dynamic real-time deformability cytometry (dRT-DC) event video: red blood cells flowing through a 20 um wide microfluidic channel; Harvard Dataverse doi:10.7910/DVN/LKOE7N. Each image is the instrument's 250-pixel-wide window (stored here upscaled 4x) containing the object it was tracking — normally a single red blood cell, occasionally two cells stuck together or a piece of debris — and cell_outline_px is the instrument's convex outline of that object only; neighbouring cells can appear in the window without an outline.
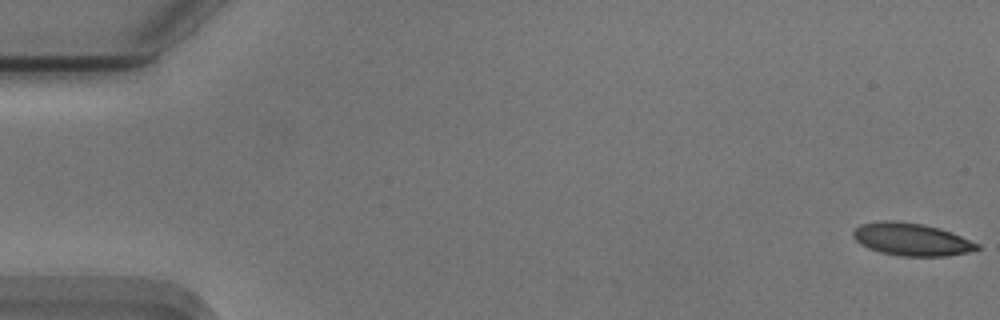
{"species": "Egyptian fruit bat (a non-hibernating species)", "species_latin": "Rousettus aegyptiacus", "temperature_condition": "cold", "stored_images_in_passage": 56, "camera_frame_rate_fps": 3000, "um_per_image_px": 0.085, "animal": {"sex": "male"}, "frame": {"image": 1, "passage_image": 1, "time_ms": 0.0, "image_size_px": [1000, 320], "cell_outline_px": [[980, 248], [968, 252], [948, 256], [900, 256], [880, 252], [868, 248], [860, 244], [852, 236], [852, 232], [860, 224], [884, 220], [892, 220], [924, 224], [952, 232], [980, 244]], "centroid_in_image_um": [77.47, 20.34], "position_along_channel_um": 7.5, "area_um2": 23.64}}
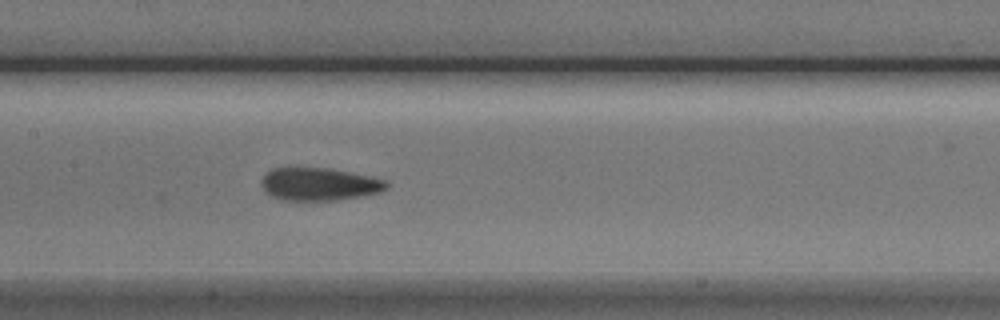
{"frame": {"image": 2, "passage_image": 27, "time_ms": 8.667, "image_size_px": [1000, 320], "cell_outline_px": [[388, 188], [380, 192], [360, 196], [336, 200], [280, 200], [264, 192], [260, 184], [260, 180], [272, 168], [288, 164], [332, 168], [388, 180]], "centroid_in_image_um": [27.06, 15.6], "position_along_channel_um": 180.3, "area_um2": 24.91}}
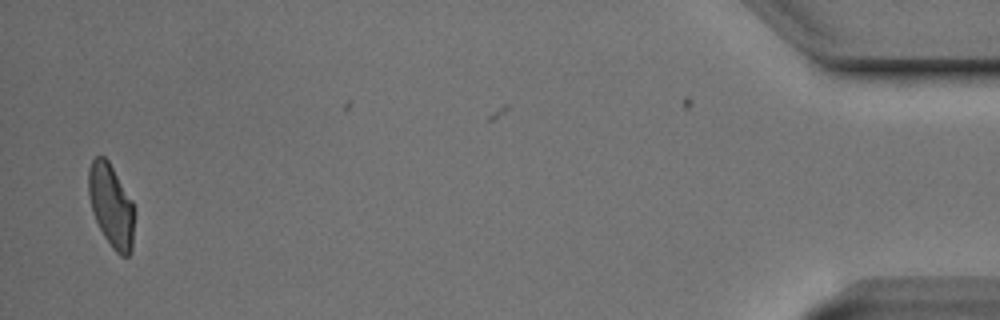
{"frame": {"image": 3, "passage_image": 54, "time_ms": 17.667, "image_size_px": [1000, 320], "cell_outline_px": [[136, 208], [132, 252], [128, 256], [120, 256], [112, 248], [104, 236], [92, 212], [88, 196], [88, 168], [92, 160], [96, 156], [104, 156], [108, 160], [132, 200]], "centroid_in_image_um": [9.47, 17.5], "position_along_channel_um": 425.7, "area_um2": 22.66}, "authors_computed_cell_mechanics": {"area_um2": 23.9581, "velocity_mm_per_s": 3.725, "shape_relaxation_time_tau1_ms": 3.2178, "shape_relaxation_time_tau2_ms": 1.6047, "deformation_change_tau1": 0.1303, "deformation_change_tau2": 0.072}}